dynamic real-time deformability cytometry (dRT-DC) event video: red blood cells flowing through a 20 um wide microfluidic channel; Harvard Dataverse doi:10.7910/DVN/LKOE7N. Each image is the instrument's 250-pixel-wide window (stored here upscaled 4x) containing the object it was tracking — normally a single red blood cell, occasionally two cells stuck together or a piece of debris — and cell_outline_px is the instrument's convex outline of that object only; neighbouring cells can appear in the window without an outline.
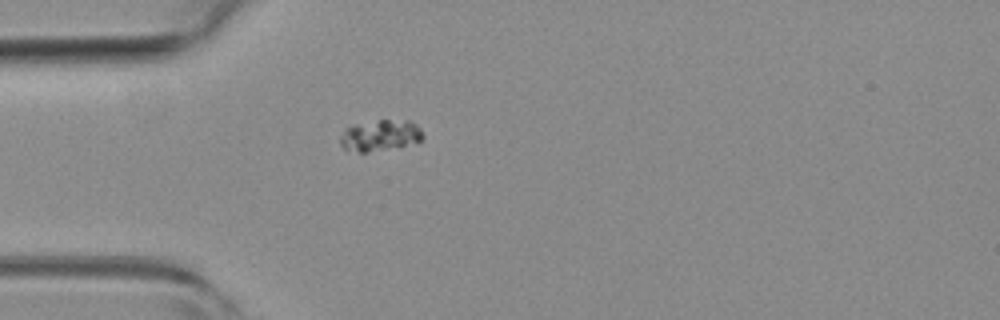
{"species": "common noctule bat (a hibernating species)", "species_latin": "Nyctalus noctula", "temperature_condition": "room temperature", "stored_images_in_passage": 1, "camera_frame_rate_fps": 3000, "um_per_image_px": 0.085, "animal": {"sex": "female", "body_mass_g": 19.3, "forearm_length_mm": 54.1}, "frame": {"image": 1, "passage_image": 1, "time_ms": 0.0, "image_size_px": [1000, 320], "cell_outline_px": [[424, 140], [400, 148], [364, 152], [360, 152], [344, 148], [340, 144], [340, 136], [344, 128], [352, 124], [380, 120], [408, 120], [416, 124], [420, 128], [424, 136]], "centroid_in_image_um": [32.35, 11.51], "position_along_channel_um": 52.7, "area_um2": 15.37}}